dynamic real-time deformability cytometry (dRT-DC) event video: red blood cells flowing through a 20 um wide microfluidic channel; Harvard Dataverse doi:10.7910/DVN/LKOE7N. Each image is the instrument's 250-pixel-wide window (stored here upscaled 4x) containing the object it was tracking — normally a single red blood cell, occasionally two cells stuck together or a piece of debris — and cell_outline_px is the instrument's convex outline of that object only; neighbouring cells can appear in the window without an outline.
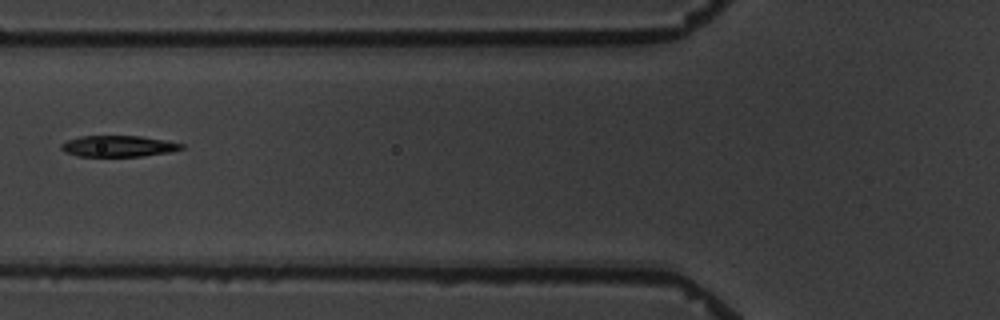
{"species": "common noctule bat (a hibernating species)", "species_latin": "Nyctalus noctula", "temperature_condition": "warm", "stored_images_in_passage": 6, "camera_frame_rate_fps": 3000, "um_per_image_px": 0.085, "animal": {"sex": "male", "body_mass_g": 19.5, "forearm_length_mm": 54.6}, "frame": {"image": 1, "passage_image": 3, "time_ms": 2.333, "image_size_px": [1000, 320], "cell_outline_px": [[184, 148], [168, 152], [144, 156], [76, 156], [64, 152], [60, 148], [60, 144], [68, 140], [80, 136], [140, 136], [168, 140], [184, 144]], "centroid_in_image_um": [10.05, 12.42], "position_along_channel_um": 115.7, "area_um2": 14.91}}
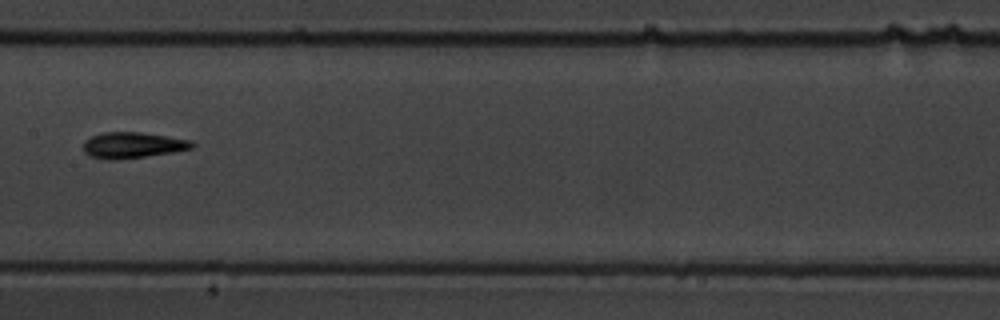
{"frame": {"image": 2, "passage_image": 5, "time_ms": 4.667, "image_size_px": [1000, 320], "cell_outline_px": [[196, 144], [192, 148], [172, 152], [116, 160], [104, 160], [92, 156], [84, 152], [84, 140], [100, 132], [140, 132], [192, 140]], "centroid_in_image_um": [11.26, 12.33], "position_along_channel_um": 196.1, "area_um2": 16.42}}
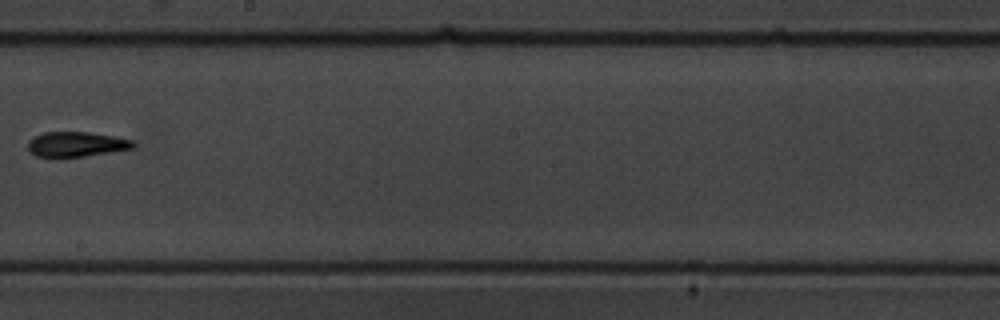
{"frame": {"image": 3, "passage_image": 6, "time_ms": 6.0, "image_size_px": [1000, 320], "cell_outline_px": [[136, 144], [132, 148], [84, 156], [36, 156], [28, 148], [28, 140], [44, 132], [88, 132], [112, 136], [132, 140]], "centroid_in_image_um": [6.48, 12.24], "position_along_channel_um": 241.7, "area_um2": 14.85}}